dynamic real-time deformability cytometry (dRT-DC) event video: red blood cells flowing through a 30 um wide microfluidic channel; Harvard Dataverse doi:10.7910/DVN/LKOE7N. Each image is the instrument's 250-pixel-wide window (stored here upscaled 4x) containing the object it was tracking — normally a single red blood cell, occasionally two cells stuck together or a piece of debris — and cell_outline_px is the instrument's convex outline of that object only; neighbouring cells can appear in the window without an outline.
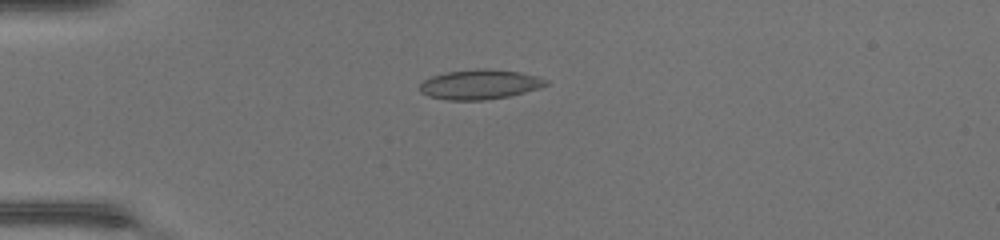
{"species": "common noctule bat (a hibernating species)", "species_latin": "Nyctalus noctula", "temperature_condition": "warm", "stored_images_in_passage": 35, "camera_frame_rate_fps": 3000, "um_per_image_px": 0.085, "animal": {"sex": "female", "body_mass_g": 17.0, "forearm_length_mm": 48.0}, "frame": {"image": 1, "passage_image": 1, "time_ms": 0.0, "image_size_px": [1000, 240], "cell_outline_px": [[548, 84], [540, 88], [508, 96], [484, 100], [448, 100], [428, 96], [420, 92], [420, 84], [424, 80], [432, 76], [448, 72], [476, 68], [484, 68], [520, 72], [536, 76], [548, 80]], "centroid_in_image_um": [40.78, 7.17], "position_along_channel_um": 44.2, "area_um2": 21.79}}
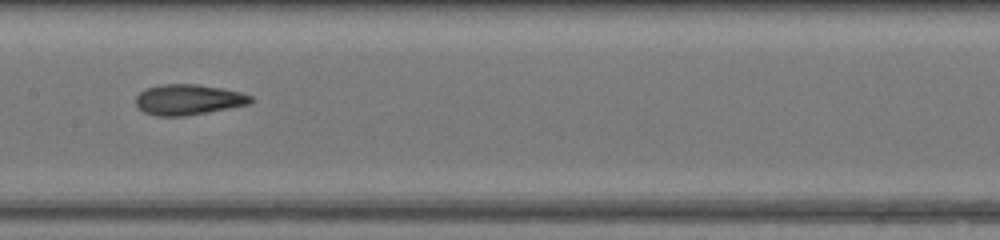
{"frame": {"image": 2, "passage_image": 13, "time_ms": 4.0, "image_size_px": [1000, 240], "cell_outline_px": [[256, 100], [252, 104], [184, 116], [156, 116], [144, 112], [136, 104], [136, 96], [140, 92], [148, 88], [160, 84], [196, 84], [220, 88], [240, 92], [252, 96]], "centroid_in_image_um": [16.05, 8.47], "position_along_channel_um": 191.4, "area_um2": 20.46}}
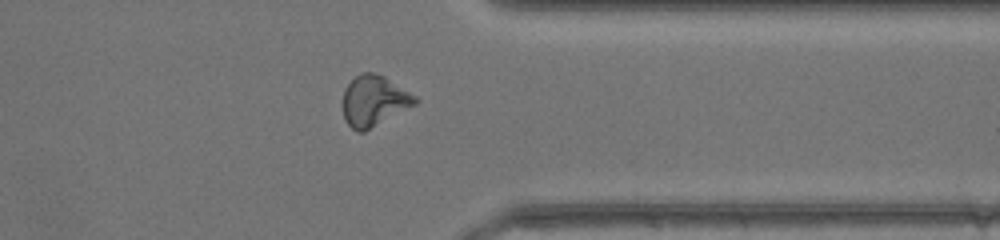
{"frame": {"image": 3, "passage_image": 26, "time_ms": 8.333, "image_size_px": [1000, 240], "cell_outline_px": [[420, 100], [416, 104], [364, 132], [356, 132], [344, 120], [344, 88], [360, 72], [372, 72], [384, 76], [416, 96]], "centroid_in_image_um": [31.8, 8.57], "position_along_channel_um": 379.6, "area_um2": 21.21}, "authors_computed_cell_mechanics": {"area_um2": 20.8658, "velocity_mm_per_s": 4.4489, "shape_relaxation_time_tau1_ms": 5.158, "shape_relaxation_time_tau2_ms": 1.9132, "deformation_change_tau1": 0.1519, "deformation_change_tau2": 0.0895}}